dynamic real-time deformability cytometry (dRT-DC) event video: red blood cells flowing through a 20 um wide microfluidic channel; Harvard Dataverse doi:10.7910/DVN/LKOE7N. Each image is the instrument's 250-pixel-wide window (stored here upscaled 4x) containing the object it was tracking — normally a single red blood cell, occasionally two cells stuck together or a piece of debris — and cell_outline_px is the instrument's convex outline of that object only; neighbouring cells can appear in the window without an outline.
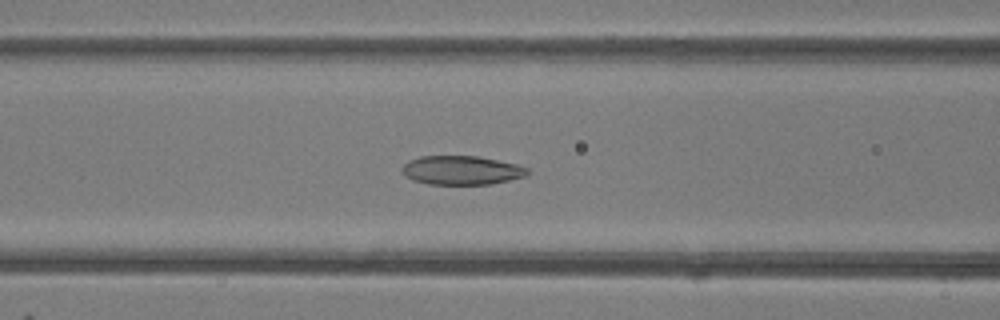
{"species": "common noctule bat (a hibernating species)", "species_latin": "Nyctalus noctula", "temperature_condition": "room temperature", "stored_images_in_passage": 48, "camera_frame_rate_fps": 3000, "um_per_image_px": 0.085, "animal": {"sex": "female"}, "frame": {"image": 1, "passage_image": 19, "time_ms": 6.0, "image_size_px": [1000, 320], "cell_outline_px": [[528, 172], [524, 176], [492, 184], [428, 184], [412, 180], [404, 176], [400, 168], [408, 160], [420, 156], [476, 156], [516, 164], [528, 168]], "centroid_in_image_um": [39.16, 14.47], "position_along_channel_um": 127.4, "area_um2": 21.1}}
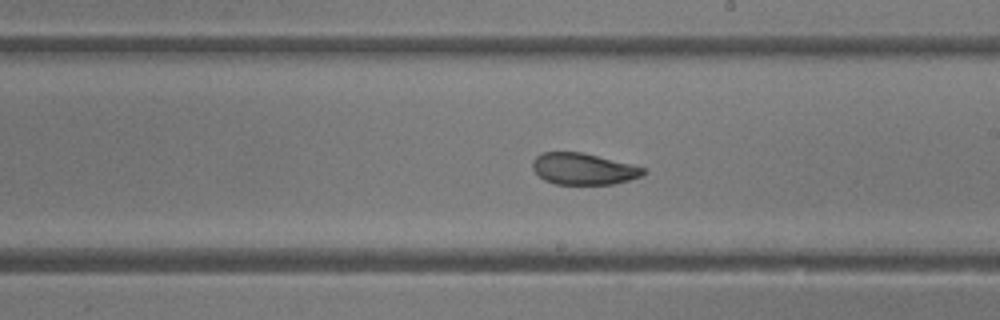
{"frame": {"image": 2, "passage_image": 27, "time_ms": 8.667, "image_size_px": [1000, 320], "cell_outline_px": [[648, 172], [640, 176], [628, 180], [612, 184], [556, 184], [544, 180], [532, 168], [532, 160], [536, 156], [544, 152], [584, 152], [632, 164], [644, 168]], "centroid_in_image_um": [49.59, 14.34], "position_along_channel_um": 239.4, "area_um2": 20.35}}
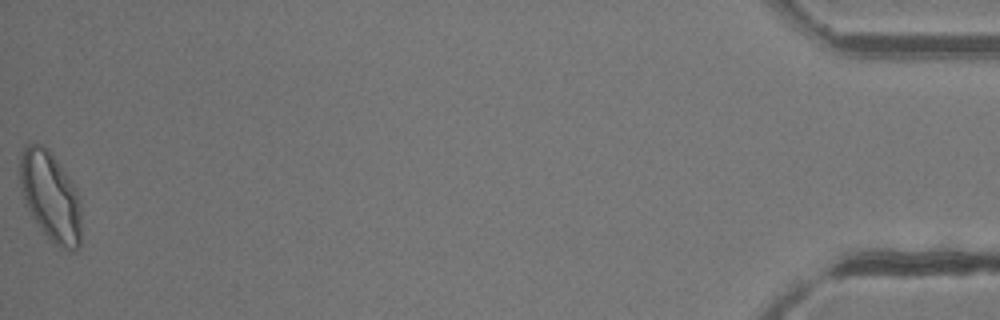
{"frame": {"image": 3, "passage_image": 48, "time_ms": 15.667, "image_size_px": [1000, 320], "cell_outline_px": [[80, 248], [76, 252], [68, 252], [52, 244], [32, 216], [24, 204], [20, 184], [20, 156], [24, 148], [28, 144], [36, 140], [44, 144], [48, 148], [68, 176], [76, 188], [80, 200]], "centroid_in_image_um": [4.29, 16.71], "position_along_channel_um": 430.9, "area_um2": 32.66}, "authors_computed_cell_mechanics": {"area_um2": 24.0737, "velocity_mm_per_s": 4.198, "shape_relaxation_time_tau1_ms": 6.2217, "shape_relaxation_time_tau2_ms": 2.3742, "deformation_change_tau1": 0.1582, "deformation_change_tau2": 0.0789}}